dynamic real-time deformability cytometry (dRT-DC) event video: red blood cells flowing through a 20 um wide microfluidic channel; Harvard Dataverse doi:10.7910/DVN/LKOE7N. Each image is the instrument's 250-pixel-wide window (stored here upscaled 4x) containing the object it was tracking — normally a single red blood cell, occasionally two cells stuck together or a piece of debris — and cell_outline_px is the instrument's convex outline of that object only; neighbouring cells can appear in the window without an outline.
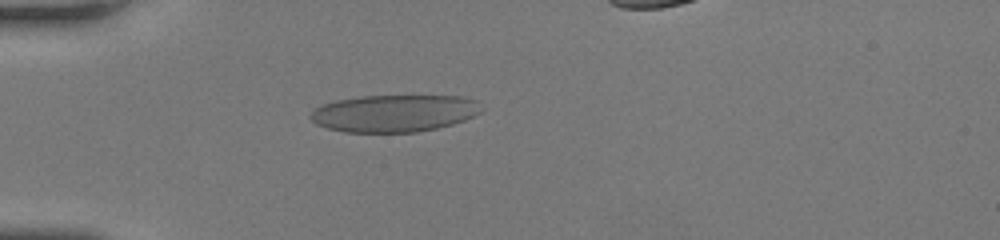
{"species": "human", "species_latin": "Homo sapiens", "temperature_condition": "room temperature", "stored_images_in_passage": 49, "camera_frame_rate_fps": 3000, "um_per_image_px": 0.085, "donor": {"sex": "female"}, "frame": {"image": 1, "passage_image": 17, "time_ms": 5.333, "image_size_px": [1000, 240], "cell_outline_px": [[480, 112], [464, 120], [452, 124], [436, 128], [416, 132], [344, 132], [328, 128], [316, 124], [308, 116], [320, 104], [336, 100], [360, 96], [460, 96], [476, 100]], "centroid_in_image_um": [33.45, 9.63], "position_along_channel_um": 51.6, "area_um2": 36.82}}
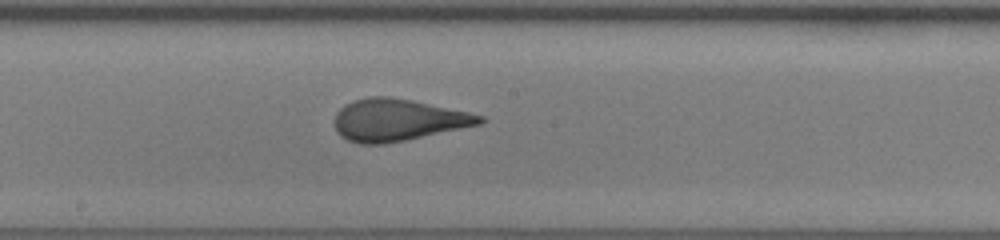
{"frame": {"image": 2, "passage_image": 30, "time_ms": 9.667, "image_size_px": [1000, 240], "cell_outline_px": [[484, 120], [480, 124], [404, 140], [384, 144], [360, 144], [348, 140], [340, 136], [336, 132], [336, 112], [344, 104], [352, 100], [368, 96], [388, 96], [412, 100], [468, 112], [484, 116]], "centroid_in_image_um": [33.76, 10.19], "position_along_channel_um": 214.4, "area_um2": 35.26}}
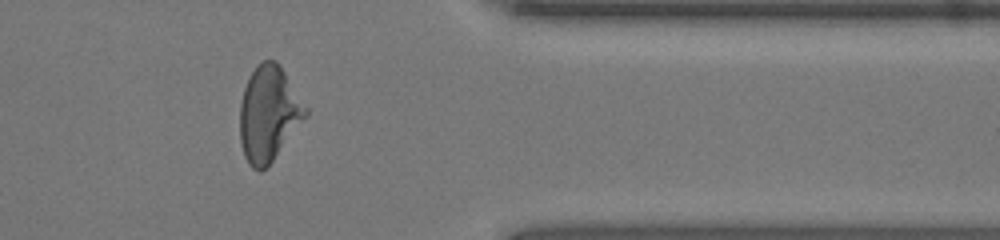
{"frame": {"image": 3, "passage_image": 43, "time_ms": 14.0, "image_size_px": [1000, 240], "cell_outline_px": [[308, 116], [272, 160], [260, 172], [252, 168], [248, 164], [244, 156], [240, 144], [240, 104], [244, 88], [252, 72], [264, 60], [276, 60], [280, 64], [308, 108]], "centroid_in_image_um": [22.85, 9.67], "position_along_channel_um": 388.6, "area_um2": 36.36}, "authors_computed_cell_mechanics": {"area_um2": 36.3562, "velocity_mm_per_s": 4.2924, "shape_relaxation_time_tau1_ms": 5.191, "shape_relaxation_time_tau2_ms": null, "deformation_change_tau1": 0.2039, "deformation_change_tau2": null}}